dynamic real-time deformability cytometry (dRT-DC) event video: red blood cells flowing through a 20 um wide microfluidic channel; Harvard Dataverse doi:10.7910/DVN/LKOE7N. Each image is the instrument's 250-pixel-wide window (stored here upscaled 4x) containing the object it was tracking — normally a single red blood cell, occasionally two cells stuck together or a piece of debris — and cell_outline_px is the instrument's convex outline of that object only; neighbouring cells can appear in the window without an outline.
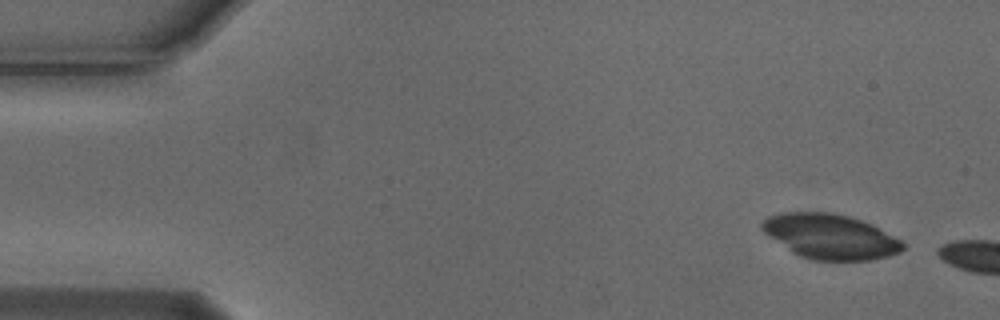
{"species": "Egyptian fruit bat (a non-hibernating species)", "species_latin": "Rousettus aegyptiacus", "temperature_condition": "cold", "stored_images_in_passage": 2, "camera_frame_rate_fps": 3000, "um_per_image_px": 0.085, "animal": {"sex": "male"}, "frame": {"image": 1, "passage_image": 1, "time_ms": 0.0, "image_size_px": [1000, 320], "cell_outline_px": [[904, 248], [900, 252], [888, 256], [872, 260], [812, 260], [800, 256], [792, 252], [768, 236], [760, 228], [760, 224], [768, 216], [784, 212], [832, 212], [848, 216], [872, 224], [900, 240], [904, 244]], "centroid_in_image_um": [70.55, 20.1], "position_along_channel_um": 14.4, "area_um2": 36.76}}